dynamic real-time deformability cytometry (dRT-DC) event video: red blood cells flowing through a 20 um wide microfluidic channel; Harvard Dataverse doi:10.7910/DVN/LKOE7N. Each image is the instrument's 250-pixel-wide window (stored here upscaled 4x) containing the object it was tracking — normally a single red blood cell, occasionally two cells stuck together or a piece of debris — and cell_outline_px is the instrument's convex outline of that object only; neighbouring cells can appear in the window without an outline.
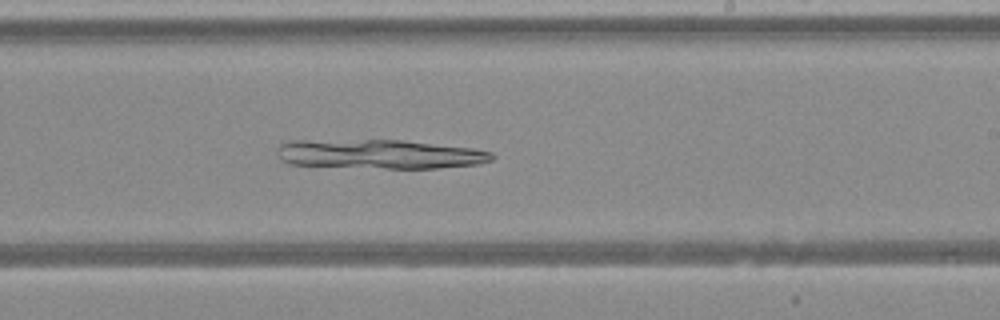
{"species": "Egyptian fruit bat (a non-hibernating species)", "species_latin": "Rousettus aegyptiacus", "temperature_condition": "warm", "stored_images_in_passage": 35, "camera_frame_rate_fps": 3000, "um_per_image_px": 0.085, "animal": {"sex": "female"}, "frame": {"image": 1, "passage_image": 20, "time_ms": 6.333, "image_size_px": [1000, 320], "cell_outline_px": [[496, 156], [492, 160], [476, 164], [440, 168], [384, 168], [288, 164], [280, 160], [276, 156], [276, 148], [280, 144], [292, 140], [404, 140], [472, 148], [492, 152]], "centroid_in_image_um": [32.22, 13.09], "position_along_channel_um": 256.8, "area_um2": 36.82}}
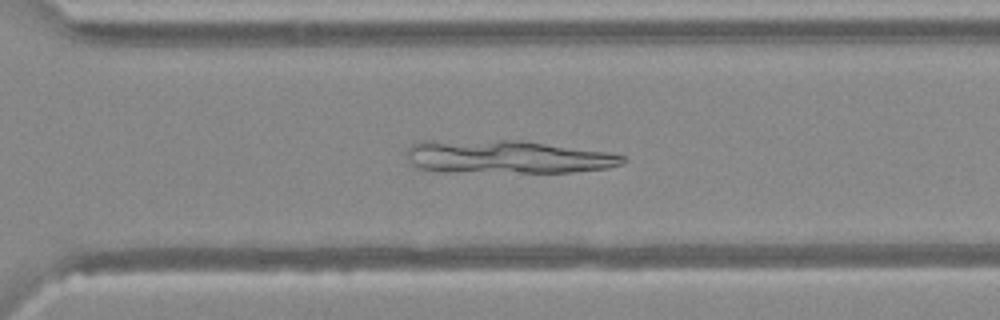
{"frame": {"image": 2, "passage_image": 25, "time_ms": 8.0, "image_size_px": [1000, 320], "cell_outline_px": [[624, 164], [608, 168], [572, 172], [440, 172], [416, 168], [408, 160], [408, 148], [412, 144], [420, 140], [520, 140], [612, 152], [624, 156]], "centroid_in_image_um": [43.09, 13.33], "position_along_channel_um": 327.5, "area_um2": 42.43}}